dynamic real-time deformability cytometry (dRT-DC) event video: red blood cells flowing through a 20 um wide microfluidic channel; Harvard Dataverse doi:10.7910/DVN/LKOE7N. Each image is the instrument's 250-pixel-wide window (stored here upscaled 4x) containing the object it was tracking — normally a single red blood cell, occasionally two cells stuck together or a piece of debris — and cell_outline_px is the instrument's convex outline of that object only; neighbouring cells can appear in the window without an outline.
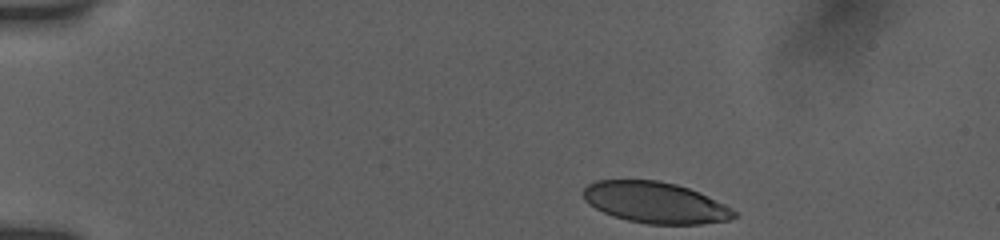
{"species": "human", "species_latin": "Homo sapiens", "temperature_condition": "room temperature", "stored_images_in_passage": 48, "camera_frame_rate_fps": 3000, "um_per_image_px": 0.085, "donor": {"sex": "female"}, "frame": {"image": 1, "passage_image": 1, "time_ms": 0.0, "image_size_px": [1000, 240], "cell_outline_px": [[736, 216], [728, 220], [700, 224], [648, 224], [628, 220], [612, 216], [588, 204], [584, 200], [580, 192], [588, 184], [596, 180], [660, 180], [676, 184], [700, 192], [732, 208], [736, 212]], "centroid_in_image_um": [55.66, 17.21], "position_along_channel_um": 29.3, "area_um2": 36.3}}
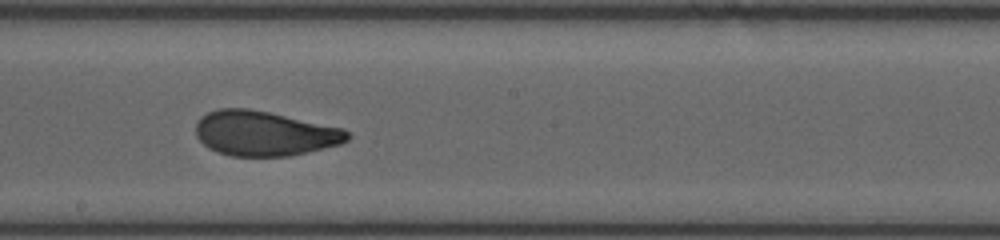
{"frame": {"image": 2, "passage_image": 26, "time_ms": 7.333, "image_size_px": [1000, 240], "cell_outline_px": [[352, 136], [348, 140], [340, 144], [308, 152], [288, 156], [232, 156], [216, 152], [208, 148], [196, 136], [196, 124], [200, 116], [208, 112], [220, 108], [248, 108], [268, 112], [344, 128]], "centroid_in_image_um": [22.47, 11.34], "position_along_channel_um": 225.7, "area_um2": 39.71}}
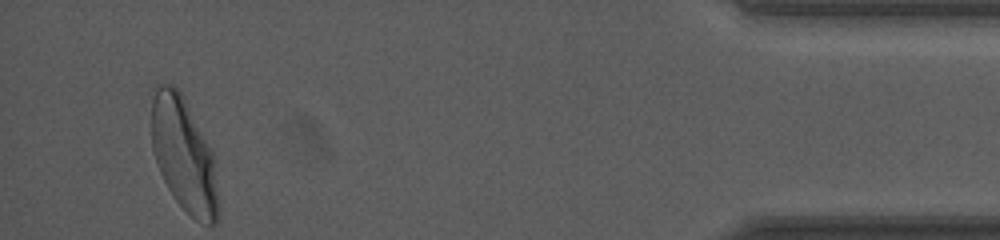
{"frame": {"image": 3, "passage_image": 47, "time_ms": 14.0, "image_size_px": [1000, 240], "cell_outline_px": [[220, 216], [216, 224], [200, 224], [172, 196], [160, 172], [152, 152], [152, 100], [156, 88], [160, 84], [176, 84], [212, 152], [220, 208]], "centroid_in_image_um": [15.63, 13.22], "position_along_channel_um": 419.6, "area_um2": 44.04}, "authors_computed_cell_mechanics": {"area_um2": 39.6797, "velocity_mm_per_s": 3.8505, "shape_relaxation_time_tau1_ms": 4.0229, "shape_relaxation_time_tau2_ms": 0.9372, "deformation_change_tau1": 0.1712, "deformation_change_tau2": 0.0722}}